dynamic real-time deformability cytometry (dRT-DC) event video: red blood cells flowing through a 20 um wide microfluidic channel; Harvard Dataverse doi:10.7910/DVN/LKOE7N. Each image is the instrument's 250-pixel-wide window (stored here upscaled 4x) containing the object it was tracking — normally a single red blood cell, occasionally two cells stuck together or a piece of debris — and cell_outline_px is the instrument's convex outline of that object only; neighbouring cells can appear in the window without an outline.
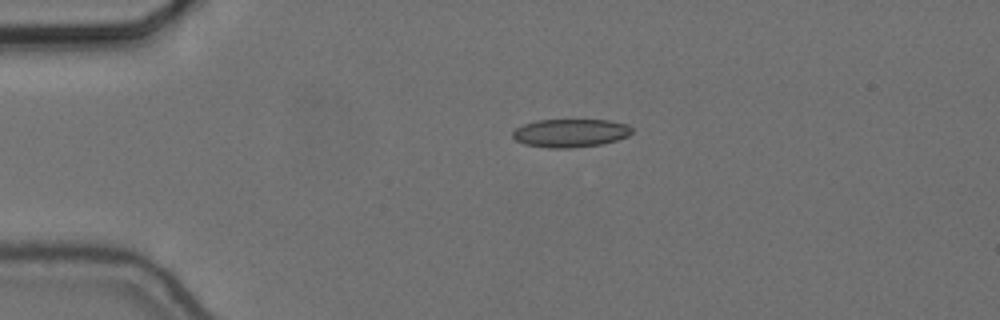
{"species": "common noctule bat (a hibernating species)", "species_latin": "Nyctalus noctula", "temperature_condition": "cold", "stored_images_in_passage": 45, "camera_frame_rate_fps": 3000, "um_per_image_px": 0.085, "animal": {"sex": "female", "body_mass_g": 24.6, "forearm_length_mm": 56.2}, "frame": {"image": 1, "passage_image": 1, "time_ms": 0.0, "image_size_px": [1000, 320], "cell_outline_px": [[632, 132], [628, 136], [616, 140], [600, 144], [572, 148], [548, 148], [524, 144], [516, 140], [512, 136], [512, 132], [516, 128], [524, 124], [536, 120], [608, 120], [628, 124], [632, 128]], "centroid_in_image_um": [48.48, 11.3], "position_along_channel_um": 36.5, "area_um2": 19.65}}
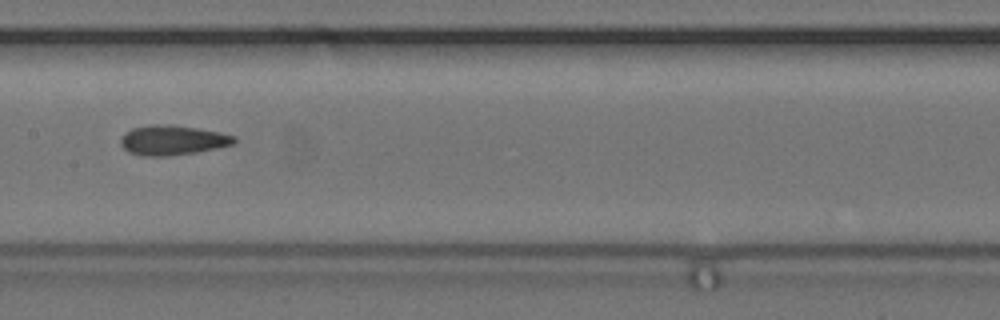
{"frame": {"image": 2, "passage_image": 17, "time_ms": 5.333, "image_size_px": [1000, 320], "cell_outline_px": [[236, 140], [232, 144], [216, 148], [196, 152], [168, 156], [140, 156], [128, 152], [120, 144], [120, 136], [124, 132], [132, 128], [152, 124], [164, 124], [196, 128], [220, 132], [236, 136]], "centroid_in_image_um": [14.61, 11.91], "position_along_channel_um": 192.8, "area_um2": 19.77}}
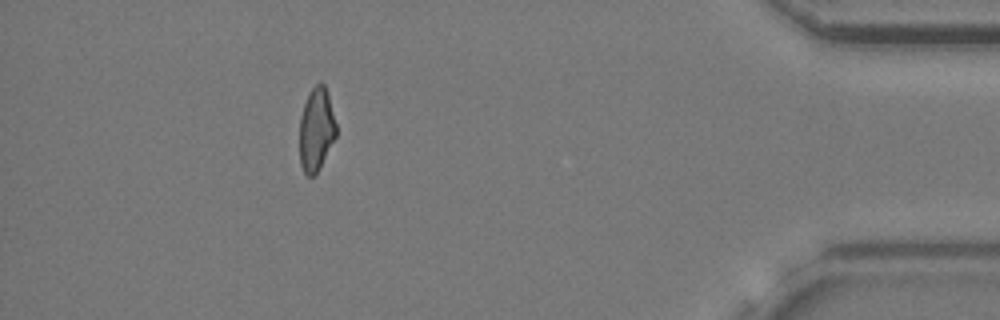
{"frame": {"image": 3, "passage_image": 39, "time_ms": 12.667, "image_size_px": [1000, 320], "cell_outline_px": [[336, 136], [320, 168], [312, 176], [308, 176], [304, 172], [300, 164], [300, 116], [308, 92], [316, 84], [324, 84], [328, 92], [336, 124]], "centroid_in_image_um": [26.88, 10.99], "position_along_channel_um": 408.3, "area_um2": 17.74}, "authors_computed_cell_mechanics": {"area_um2": 18.9584, "velocity_mm_per_s": 3.6705, "shape_relaxation_time_tau1_ms": 4.3612, "shape_relaxation_time_tau2_ms": 2.9911, "deformation_change_tau1": 0.1403, "deformation_change_tau2": 0.1262}}